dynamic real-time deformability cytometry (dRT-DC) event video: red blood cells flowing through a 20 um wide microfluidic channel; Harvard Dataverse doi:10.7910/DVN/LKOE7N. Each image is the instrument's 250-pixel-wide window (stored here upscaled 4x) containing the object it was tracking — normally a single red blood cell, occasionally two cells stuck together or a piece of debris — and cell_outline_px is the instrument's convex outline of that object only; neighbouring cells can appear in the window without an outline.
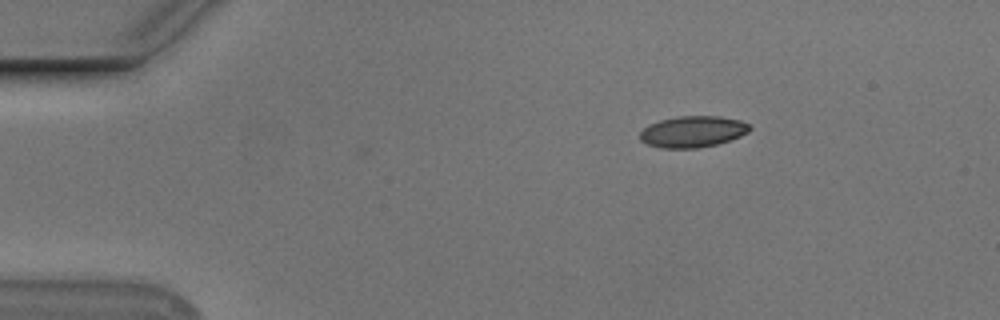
{"species": "Egyptian fruit bat (a non-hibernating species)", "species_latin": "Rousettus aegyptiacus", "temperature_condition": "cold", "stored_images_in_passage": 9, "camera_frame_rate_fps": 3000, "um_per_image_px": 0.085, "animal": {"sex": "male"}, "frame": {"image": 1, "passage_image": 1, "time_ms": 0.0, "image_size_px": [1000, 320], "cell_outline_px": [[752, 128], [748, 132], [740, 136], [716, 144], [696, 148], [660, 148], [648, 144], [640, 140], [640, 132], [648, 124], [660, 120], [680, 116], [720, 116], [740, 120], [748, 124]], "centroid_in_image_um": [58.87, 11.18], "position_along_channel_um": 26.1, "area_um2": 19.94}}